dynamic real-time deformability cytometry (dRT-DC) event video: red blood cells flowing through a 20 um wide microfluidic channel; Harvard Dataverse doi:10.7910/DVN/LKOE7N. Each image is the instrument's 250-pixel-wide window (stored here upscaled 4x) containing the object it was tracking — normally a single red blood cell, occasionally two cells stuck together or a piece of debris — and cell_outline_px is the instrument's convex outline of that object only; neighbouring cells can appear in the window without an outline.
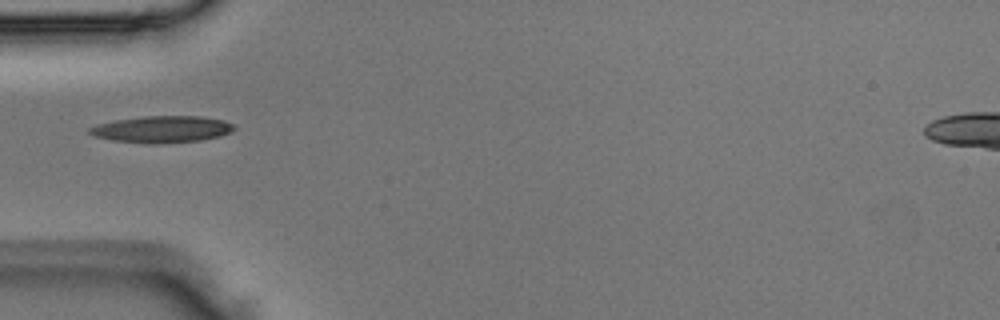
{"species": "Egyptian fruit bat (a non-hibernating species)", "species_latin": "Rousettus aegyptiacus", "temperature_condition": "room temperature", "stored_images_in_passage": 3, "camera_frame_rate_fps": 3000, "um_per_image_px": 0.085, "animal": {"sex": "male"}, "frame": {"image": 1, "passage_image": 3, "time_ms": 0.667, "image_size_px": [1000, 320], "cell_outline_px": [[236, 128], [232, 132], [220, 136], [200, 140], [156, 144], [152, 144], [112, 140], [92, 136], [88, 132], [88, 128], [96, 124], [116, 120], [144, 116], [200, 116], [224, 120], [232, 124]], "centroid_in_image_um": [13.75, 10.99], "position_along_channel_um": 71.2, "area_um2": 22.6}}